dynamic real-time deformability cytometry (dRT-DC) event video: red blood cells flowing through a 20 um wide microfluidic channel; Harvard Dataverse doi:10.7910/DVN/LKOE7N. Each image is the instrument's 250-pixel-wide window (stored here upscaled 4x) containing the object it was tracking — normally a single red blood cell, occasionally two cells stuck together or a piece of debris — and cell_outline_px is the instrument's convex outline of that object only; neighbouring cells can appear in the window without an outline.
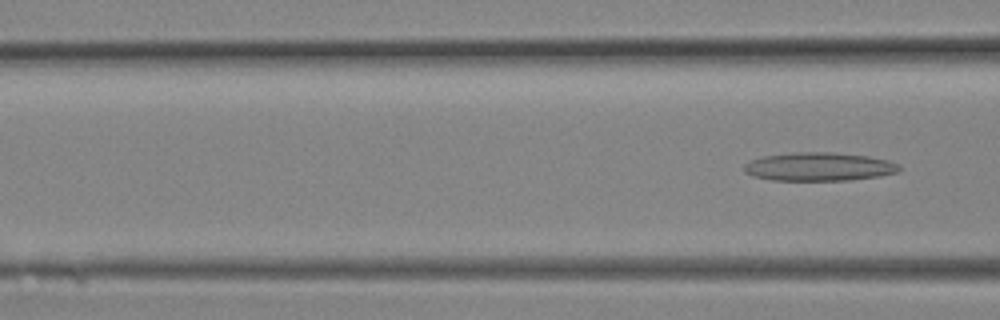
{"species": "Egyptian fruit bat (a non-hibernating species)", "species_latin": "Rousettus aegyptiacus", "temperature_condition": "room temperature", "stored_images_in_passage": 4, "camera_frame_rate_fps": 3000, "um_per_image_px": 0.085, "animal": {"sex": "female"}, "frame": {"image": 1, "passage_image": 4, "time_ms": 1.0, "image_size_px": [1000, 320], "cell_outline_px": [[900, 172], [880, 176], [848, 180], [772, 180], [752, 176], [744, 172], [744, 164], [752, 160], [764, 156], [796, 152], [832, 152], [868, 156], [888, 160], [900, 164]], "centroid_in_image_um": [69.64, 14.17], "position_along_channel_um": 97.0, "area_um2": 25.78}}